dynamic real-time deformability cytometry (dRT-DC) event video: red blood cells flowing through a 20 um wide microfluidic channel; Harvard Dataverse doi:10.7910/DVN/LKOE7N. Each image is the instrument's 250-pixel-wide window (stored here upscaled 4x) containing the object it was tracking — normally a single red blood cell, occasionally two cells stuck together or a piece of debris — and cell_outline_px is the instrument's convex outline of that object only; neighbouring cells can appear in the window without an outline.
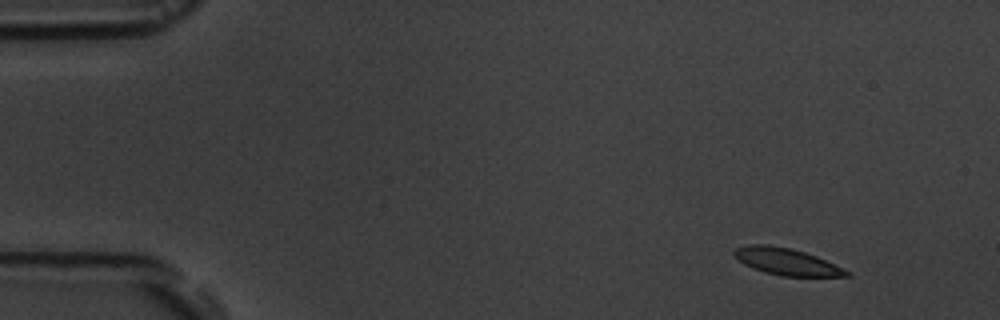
{"species": "common noctule bat (a hibernating species)", "species_latin": "Nyctalus noctula", "temperature_condition": "room temperature", "stored_images_in_passage": 4, "camera_frame_rate_fps": 3000, "um_per_image_px": 0.085, "animal": {"sex": "male", "body_mass_g": 19.5, "forearm_length_mm": 54.6}, "frame": {"image": 1, "passage_image": 1, "time_ms": 0.0, "image_size_px": [1000, 320], "cell_outline_px": [[852, 276], [780, 276], [764, 272], [752, 268], [744, 264], [732, 252], [736, 248], [752, 244], [768, 244], [792, 248], [816, 256], [852, 272]], "centroid_in_image_um": [66.88, 22.24], "position_along_channel_um": 18.1, "area_um2": 17.51}}
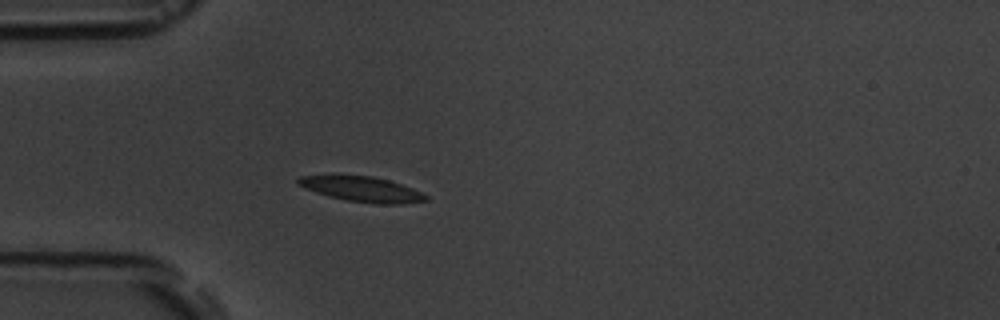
{"frame": {"image": 2, "passage_image": 4, "time_ms": 3.667, "image_size_px": [1000, 320], "cell_outline_px": [[428, 200], [404, 204], [376, 204], [348, 200], [328, 196], [304, 188], [296, 184], [296, 180], [300, 176], [372, 176], [388, 180], [412, 188], [428, 196]], "centroid_in_image_um": [30.78, 16.09], "position_along_channel_um": 54.2, "area_um2": 18.44}}